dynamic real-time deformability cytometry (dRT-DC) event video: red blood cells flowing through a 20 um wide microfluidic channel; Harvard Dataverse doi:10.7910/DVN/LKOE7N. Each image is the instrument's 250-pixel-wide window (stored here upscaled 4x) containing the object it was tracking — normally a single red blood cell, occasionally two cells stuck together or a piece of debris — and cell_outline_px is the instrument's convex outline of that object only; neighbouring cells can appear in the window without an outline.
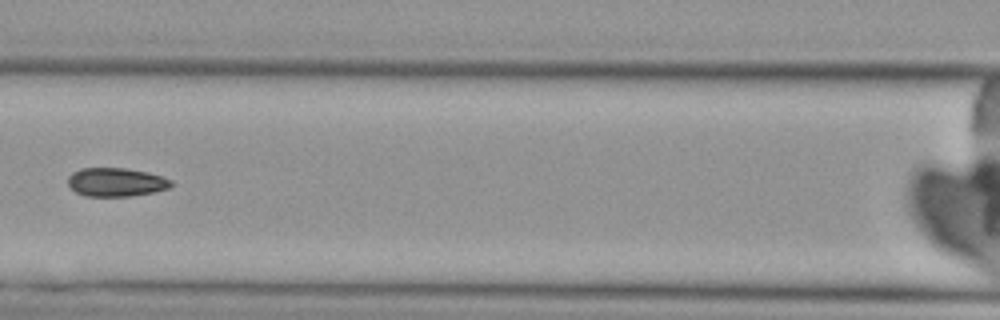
{"species": "Egyptian fruit bat (a non-hibernating species)", "species_latin": "Rousettus aegyptiacus", "temperature_condition": "cold", "stored_images_in_passage": 7, "camera_frame_rate_fps": 3000, "um_per_image_px": 0.085, "animal": {"sex": "female"}, "frame": {"image": 1, "passage_image": 7, "time_ms": 6.667, "image_size_px": [1000, 320], "cell_outline_px": [[172, 184], [168, 188], [152, 192], [132, 196], [84, 196], [76, 192], [68, 184], [68, 176], [72, 172], [80, 168], [124, 168], [148, 172], [172, 180]], "centroid_in_image_um": [9.83, 15.48], "position_along_channel_um": 156.8, "area_um2": 17.17}}